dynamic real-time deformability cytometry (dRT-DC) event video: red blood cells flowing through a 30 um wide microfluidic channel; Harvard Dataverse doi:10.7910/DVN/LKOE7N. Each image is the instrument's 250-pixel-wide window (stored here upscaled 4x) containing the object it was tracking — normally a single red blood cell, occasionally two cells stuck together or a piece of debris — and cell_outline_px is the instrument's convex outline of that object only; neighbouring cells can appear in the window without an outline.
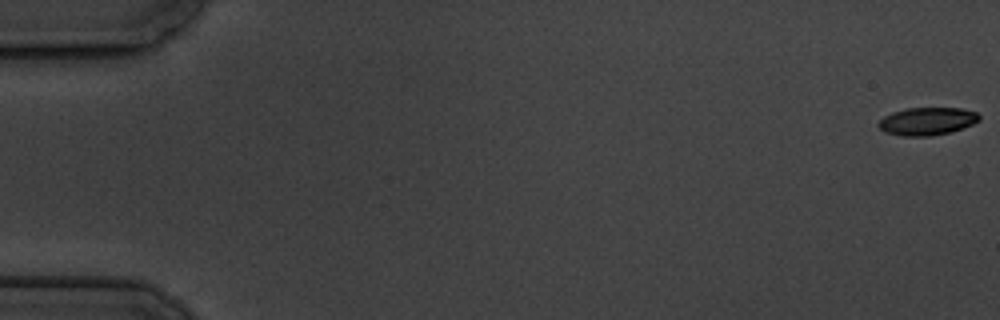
{"species": "common noctule bat (a hibernating species)", "species_latin": "Nyctalus noctula", "temperature_condition": "cold", "stored_images_in_passage": 14, "camera_frame_rate_fps": 3000, "um_per_image_px": 0.085, "animal": {"sex": "male", "body_mass_g": 19.5, "forearm_length_mm": 54.6}, "frame": {"image": 1, "passage_image": 1, "time_ms": 0.0, "image_size_px": [1000, 320], "cell_outline_px": [[980, 120], [964, 128], [952, 132], [928, 136], [904, 136], [884, 132], [876, 124], [884, 116], [892, 112], [908, 108], [960, 108], [976, 112], [980, 116]], "centroid_in_image_um": [78.81, 10.31], "position_along_channel_um": 6.2, "area_um2": 16.36}}
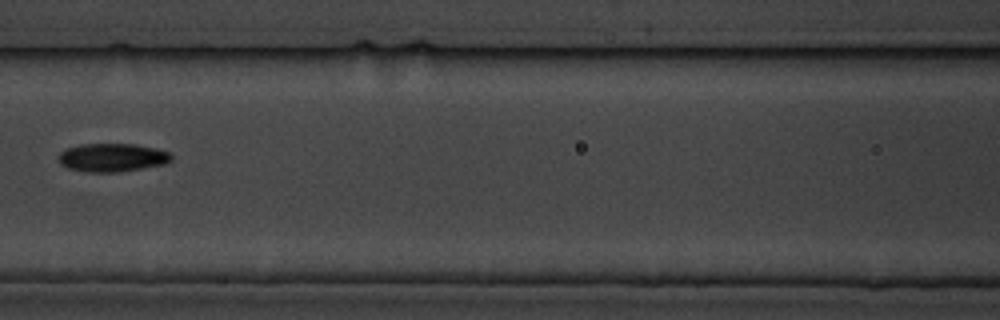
{"frame": {"image": 2, "passage_image": 8, "time_ms": 9.0, "image_size_px": [1000, 320], "cell_outline_px": [[172, 160], [164, 164], [116, 172], [84, 172], [68, 168], [60, 164], [56, 160], [56, 156], [60, 152], [68, 148], [80, 144], [132, 144], [156, 148], [168, 152], [172, 156]], "centroid_in_image_um": [9.47, 13.39], "position_along_channel_um": 157.1, "area_um2": 18.67}}
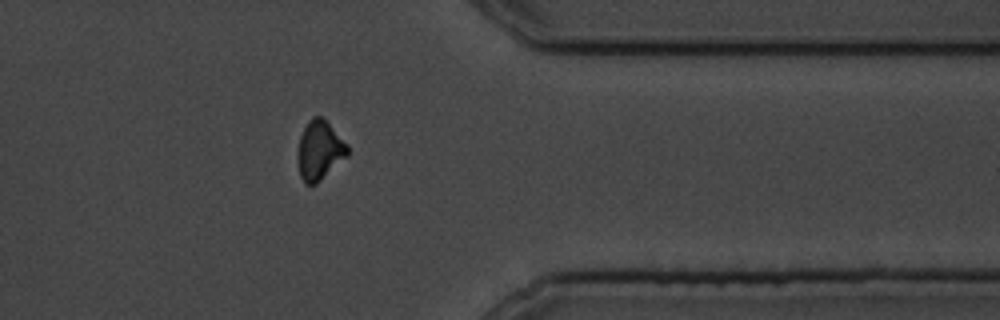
{"frame": {"image": 3, "passage_image": 14, "time_ms": 16.0, "image_size_px": [1000, 320], "cell_outline_px": [[348, 156], [316, 184], [304, 184], [300, 176], [300, 136], [308, 120], [312, 116], [320, 116], [348, 144]], "centroid_in_image_um": [27.2, 12.79], "position_along_channel_um": 384.2, "area_um2": 16.65}, "authors_computed_cell_mechanics": {"area_um2": 17.6868, "velocity_mm_per_s": 3.3988, "shape_relaxation_time_tau1_ms": 5.4555, "shape_relaxation_time_tau2_ms": null, "deformation_change_tau1": 0.1385, "deformation_change_tau2": null}}